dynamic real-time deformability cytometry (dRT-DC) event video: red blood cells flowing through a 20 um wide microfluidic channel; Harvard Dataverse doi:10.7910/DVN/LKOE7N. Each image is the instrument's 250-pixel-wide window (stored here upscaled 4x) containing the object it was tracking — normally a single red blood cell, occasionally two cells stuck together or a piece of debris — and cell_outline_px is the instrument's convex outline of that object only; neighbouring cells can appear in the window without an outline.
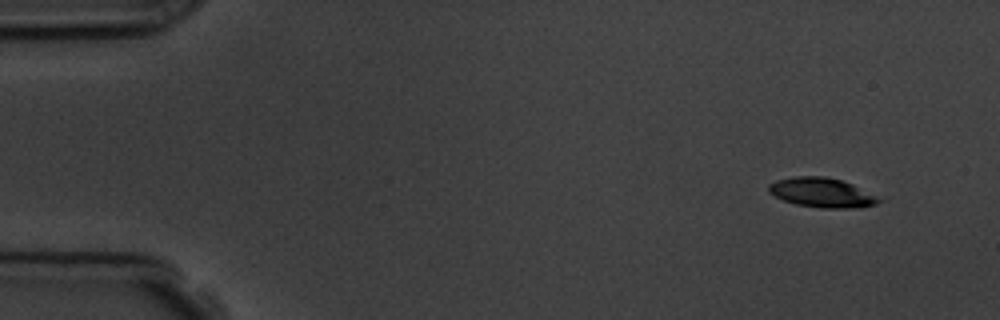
{"species": "common noctule bat (a hibernating species)", "species_latin": "Nyctalus noctula", "temperature_condition": "room temperature", "stored_images_in_passage": 5, "camera_frame_rate_fps": 3000, "um_per_image_px": 0.085, "animal": {"sex": "male", "body_mass_g": 19.5, "forearm_length_mm": 54.6}, "frame": {"image": 1, "passage_image": 1, "time_ms": 0.0, "image_size_px": [1000, 320], "cell_outline_px": [[884, 200], [876, 204], [848, 208], [820, 208], [796, 204], [784, 200], [768, 192], [768, 184], [776, 180], [792, 176], [824, 176], [840, 180], [852, 184], [884, 196]], "centroid_in_image_um": [69.92, 16.36], "position_along_channel_um": 15.1, "area_um2": 19.25}}
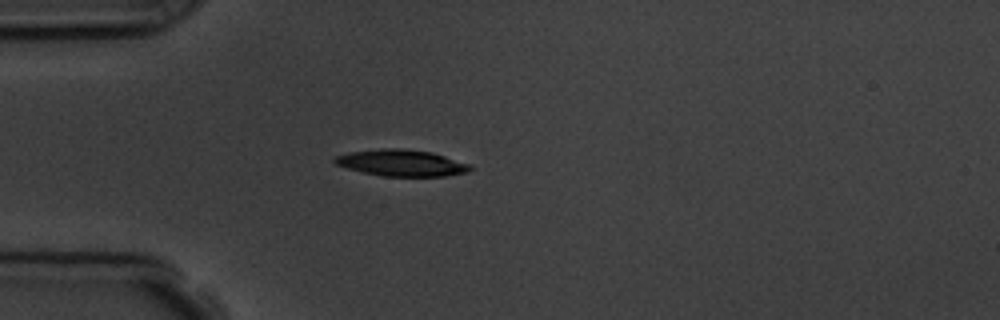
{"frame": {"image": 2, "passage_image": 4, "time_ms": 3.667, "image_size_px": [1000, 320], "cell_outline_px": [[472, 168], [468, 172], [444, 176], [384, 176], [364, 172], [348, 168], [336, 164], [332, 160], [336, 156], [348, 152], [384, 148], [400, 148], [432, 152], [472, 164]], "centroid_in_image_um": [34.16, 13.84], "position_along_channel_um": 50.8, "area_um2": 20.87}}